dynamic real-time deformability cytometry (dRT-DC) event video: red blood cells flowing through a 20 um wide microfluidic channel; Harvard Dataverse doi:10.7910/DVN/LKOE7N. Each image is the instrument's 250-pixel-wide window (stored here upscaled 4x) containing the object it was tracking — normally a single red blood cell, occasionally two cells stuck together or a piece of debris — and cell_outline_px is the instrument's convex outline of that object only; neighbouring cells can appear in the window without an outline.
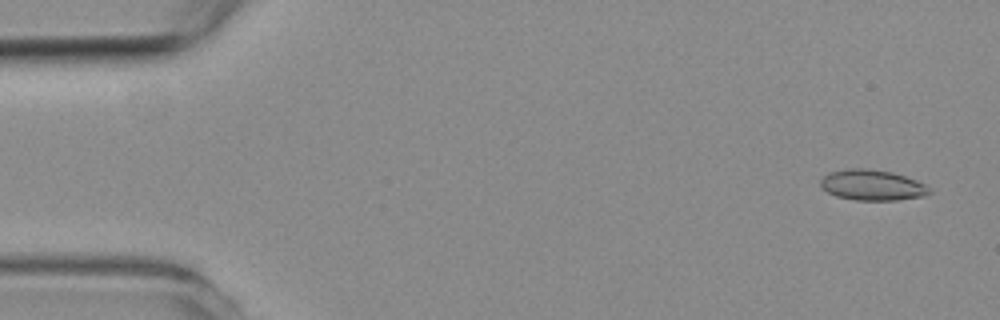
{"species": "common noctule bat (a hibernating species)", "species_latin": "Nyctalus noctula", "temperature_condition": "room temperature", "stored_images_in_passage": 4, "camera_frame_rate_fps": 3000, "um_per_image_px": 0.085, "animal": {"sex": "female", "body_mass_g": 19.3, "forearm_length_mm": 54.1}, "frame": {"image": 1, "passage_image": 1, "time_ms": 0.0, "image_size_px": [1000, 320], "cell_outline_px": [[932, 192], [924, 196], [896, 200], [856, 200], [836, 196], [828, 192], [820, 184], [820, 180], [824, 176], [832, 172], [852, 168], [868, 168], [892, 172], [916, 180], [924, 184]], "centroid_in_image_um": [74.15, 15.73], "position_along_channel_um": 10.8, "area_um2": 19.19}}
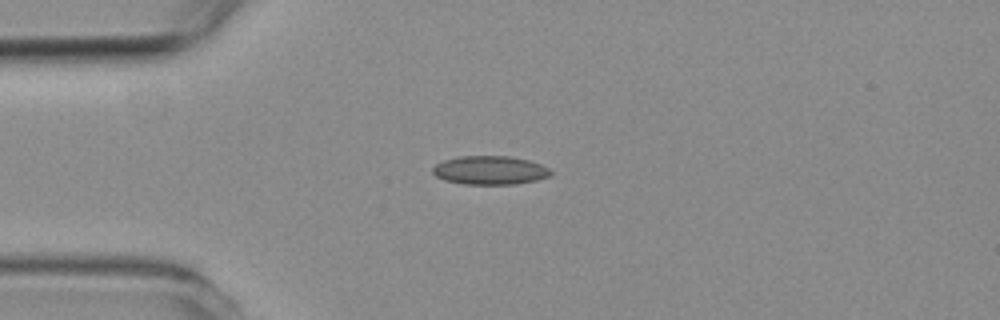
{"frame": {"image": 2, "passage_image": 4, "time_ms": 3.667, "image_size_px": [1000, 320], "cell_outline_px": [[552, 176], [536, 180], [516, 184], [464, 184], [444, 180], [436, 176], [432, 172], [432, 168], [436, 164], [444, 160], [460, 156], [508, 156], [528, 160], [540, 164], [548, 168], [552, 172]], "centroid_in_image_um": [41.65, 14.47], "position_along_channel_um": 43.4, "area_um2": 19.71}}